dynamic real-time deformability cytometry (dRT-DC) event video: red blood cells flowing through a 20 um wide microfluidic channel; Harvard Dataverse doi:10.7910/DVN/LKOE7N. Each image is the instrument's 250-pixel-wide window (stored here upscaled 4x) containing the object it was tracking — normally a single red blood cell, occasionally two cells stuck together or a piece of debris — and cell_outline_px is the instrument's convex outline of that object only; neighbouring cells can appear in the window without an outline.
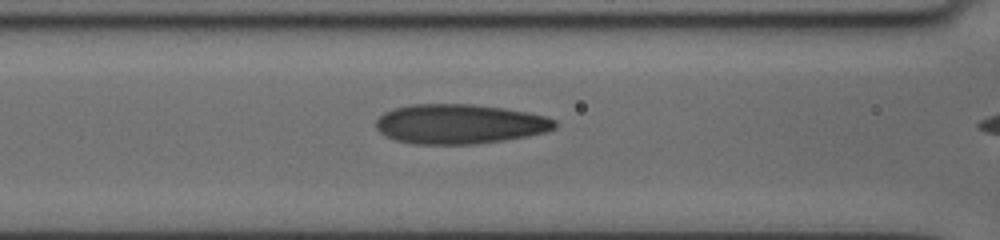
{"species": "human", "species_latin": "Homo sapiens", "temperature_condition": "cold", "stored_images_in_passage": 26, "camera_frame_rate_fps": 3000, "um_per_image_px": 0.085, "donor": {"sex": "female"}, "frame": {"image": 1, "passage_image": 20, "time_ms": 5.333, "image_size_px": [1000, 240], "cell_outline_px": [[556, 128], [544, 132], [504, 140], [472, 144], [412, 144], [396, 140], [384, 136], [376, 128], [376, 120], [384, 112], [392, 108], [408, 104], [472, 104], [504, 108], [544, 116], [556, 120]], "centroid_in_image_um": [39.0, 10.53], "position_along_channel_um": 127.6, "area_um2": 41.33}}
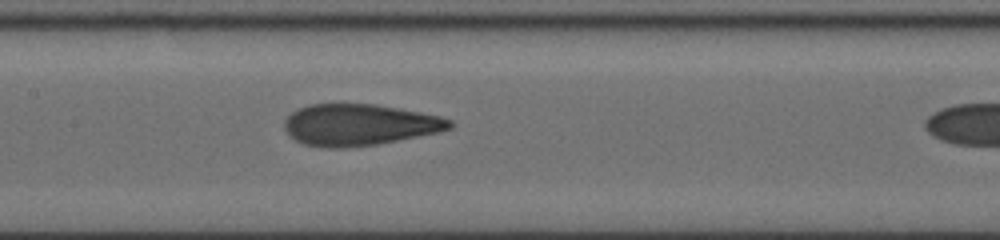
{"frame": {"image": 2, "passage_image": 25, "time_ms": 6.667, "image_size_px": [1000, 240], "cell_outline_px": [[456, 124], [452, 128], [440, 132], [376, 144], [344, 148], [328, 148], [304, 144], [288, 136], [284, 128], [284, 120], [292, 112], [308, 104], [376, 104], [420, 112], [440, 116], [452, 120]], "centroid_in_image_um": [30.55, 10.61], "position_along_channel_um": 176.9, "area_um2": 40.06}}